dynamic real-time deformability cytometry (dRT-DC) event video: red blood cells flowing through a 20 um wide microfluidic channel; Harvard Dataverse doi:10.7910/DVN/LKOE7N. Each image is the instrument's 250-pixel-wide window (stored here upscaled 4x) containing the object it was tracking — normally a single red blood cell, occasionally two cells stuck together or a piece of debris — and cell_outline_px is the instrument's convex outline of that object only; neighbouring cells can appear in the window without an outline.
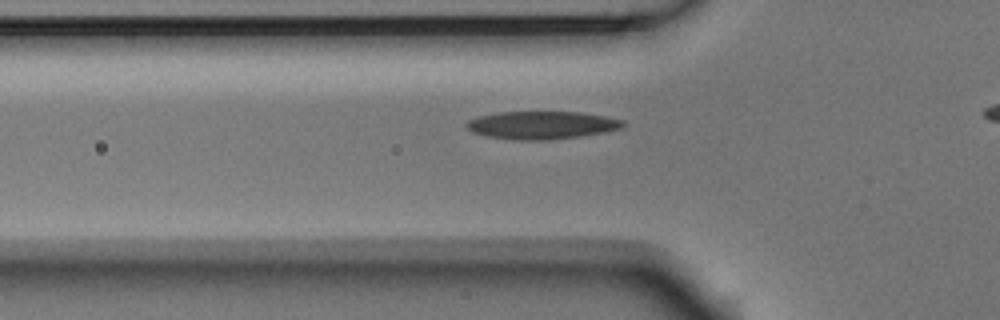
{"species": "Egyptian fruit bat (a non-hibernating species)", "species_latin": "Rousettus aegyptiacus", "temperature_condition": "room temperature", "stored_images_in_passage": 40, "camera_frame_rate_fps": 3000, "um_per_image_px": 0.085, "animal": {"sex": "male"}, "frame": {"image": 1, "passage_image": 11, "time_ms": 3.333, "image_size_px": [1000, 320], "cell_outline_px": [[624, 124], [620, 128], [604, 132], [580, 136], [548, 140], [516, 140], [484, 136], [472, 132], [464, 124], [468, 120], [480, 116], [500, 112], [580, 112], [604, 116], [624, 120]], "centroid_in_image_um": [46.01, 10.64], "position_along_channel_um": 79.8, "area_um2": 25.32}}
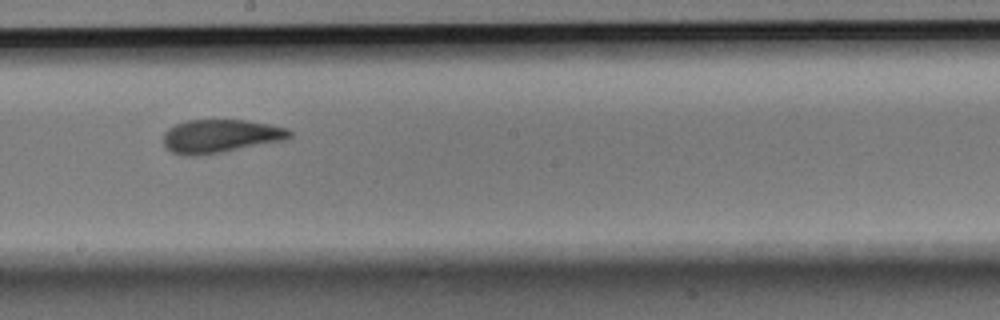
{"frame": {"image": 2, "passage_image": 23, "time_ms": 7.333, "image_size_px": [1000, 320], "cell_outline_px": [[292, 136], [284, 140], [220, 152], [196, 156], [184, 156], [172, 152], [164, 144], [164, 132], [168, 128], [176, 124], [188, 120], [244, 120], [272, 124], [288, 128], [292, 132]], "centroid_in_image_um": [18.74, 11.56], "position_along_channel_um": 229.5, "area_um2": 24.45}}
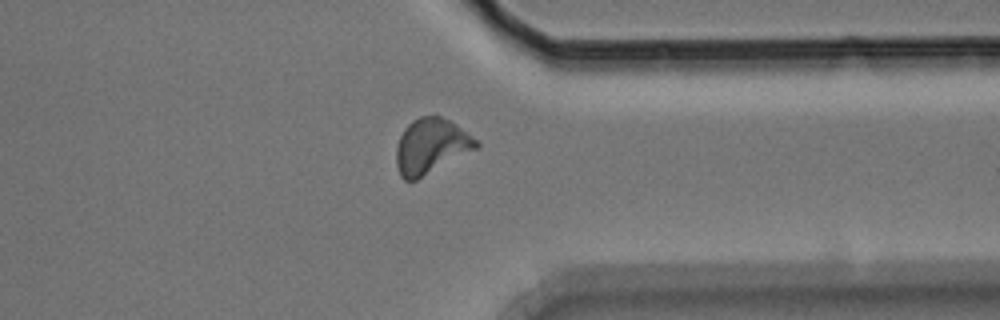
{"frame": {"image": 3, "passage_image": 35, "time_ms": 11.333, "image_size_px": [1000, 320], "cell_outline_px": [[480, 144], [476, 148], [416, 180], [404, 180], [400, 176], [396, 164], [396, 148], [400, 136], [404, 128], [412, 120], [420, 116], [440, 116], [456, 124], [476, 140]], "centroid_in_image_um": [36.59, 12.42], "position_along_channel_um": 374.8, "area_um2": 25.26}, "authors_computed_cell_mechanics": {"area_um2": 24.565, "velocity_mm_per_s": 3.7151, "shape_relaxation_time_tau1_ms": 4.6519, "shape_relaxation_time_tau2_ms": 1.7387, "deformation_change_tau1": 0.1686, "deformation_change_tau2": 0.0797}}